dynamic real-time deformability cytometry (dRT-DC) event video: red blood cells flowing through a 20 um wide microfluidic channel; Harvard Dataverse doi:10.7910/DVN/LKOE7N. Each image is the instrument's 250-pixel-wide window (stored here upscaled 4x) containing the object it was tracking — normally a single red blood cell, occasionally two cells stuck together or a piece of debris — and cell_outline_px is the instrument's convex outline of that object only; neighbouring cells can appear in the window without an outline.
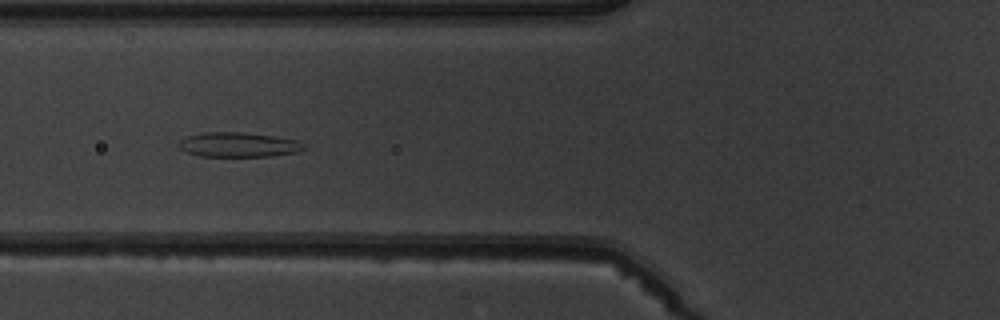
{"species": "common noctule bat (a hibernating species)", "species_latin": "Nyctalus noctula", "temperature_condition": "warm", "stored_images_in_passage": 6, "camera_frame_rate_fps": 3000, "um_per_image_px": 0.085, "animal": {"sex": "male", "body_mass_g": 19.5, "forearm_length_mm": 54.6}, "frame": {"image": 1, "passage_image": 6, "time_ms": 24.0, "image_size_px": [1000, 320], "cell_outline_px": [[308, 148], [296, 152], [272, 156], [200, 156], [188, 152], [180, 148], [176, 144], [180, 140], [188, 136], [204, 132], [240, 132], [272, 136], [296, 140], [304, 144]], "centroid_in_image_um": [20.27, 12.3], "position_along_channel_um": 105.5, "area_um2": 17.86}}